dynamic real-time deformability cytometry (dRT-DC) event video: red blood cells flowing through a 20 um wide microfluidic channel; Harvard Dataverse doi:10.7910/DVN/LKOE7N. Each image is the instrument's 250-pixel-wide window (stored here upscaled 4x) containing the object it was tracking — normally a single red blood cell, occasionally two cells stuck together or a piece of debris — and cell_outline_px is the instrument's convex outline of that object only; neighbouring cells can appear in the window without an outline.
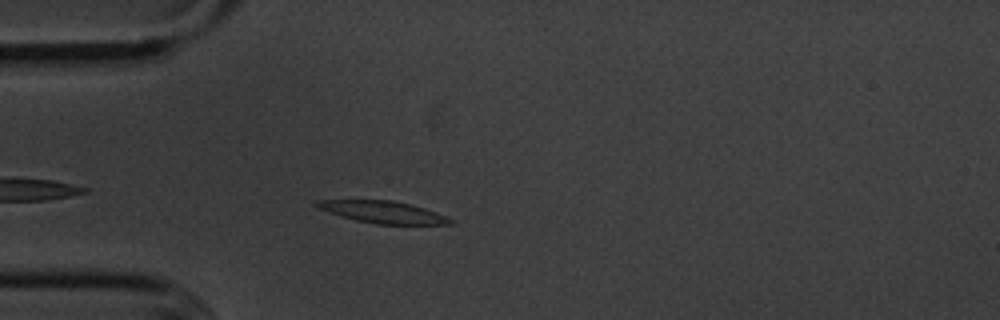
{"species": "common noctule bat (a hibernating species)", "species_latin": "Nyctalus noctula", "temperature_condition": "cold", "stored_images_in_passage": 10, "camera_frame_rate_fps": 3000, "um_per_image_px": 0.085, "animal": {"sex": "male", "body_mass_g": 20.1, "forearm_length_mm": 53.5}, "frame": {"image": 1, "passage_image": 5, "time_ms": 1.333, "image_size_px": [1000, 320], "cell_outline_px": [[456, 220], [452, 224], [376, 224], [356, 220], [340, 216], [320, 208], [312, 204], [316, 200], [392, 200], [412, 204], [436, 212]], "centroid_in_image_um": [32.58, 18.02], "position_along_channel_um": 52.4, "area_um2": 17.11}}